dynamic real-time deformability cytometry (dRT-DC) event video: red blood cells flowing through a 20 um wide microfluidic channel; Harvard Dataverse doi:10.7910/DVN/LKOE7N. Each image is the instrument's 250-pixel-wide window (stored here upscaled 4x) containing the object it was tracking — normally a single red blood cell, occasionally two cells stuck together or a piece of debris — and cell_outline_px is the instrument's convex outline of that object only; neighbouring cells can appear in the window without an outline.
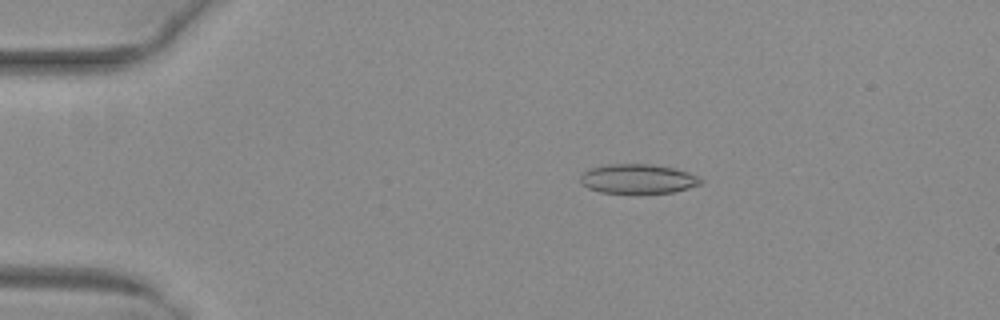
{"species": "common noctule bat (a hibernating species)", "species_latin": "Nyctalus noctula", "temperature_condition": "warm", "stored_images_in_passage": 51, "camera_frame_rate_fps": 3000, "um_per_image_px": 0.085, "animal": {"sex": "female", "body_mass_g": 29.2, "forearm_length_mm": 56.3}, "frame": {"image": 1, "passage_image": 10, "time_ms": 3.0, "image_size_px": [1000, 320], "cell_outline_px": [[704, 180], [700, 184], [688, 188], [672, 192], [636, 196], [600, 192], [588, 188], [580, 180], [580, 176], [588, 168], [604, 164], [652, 164], [676, 168], [688, 172]], "centroid_in_image_um": [54.2, 15.23], "position_along_channel_um": 30.8, "area_um2": 21.5}}
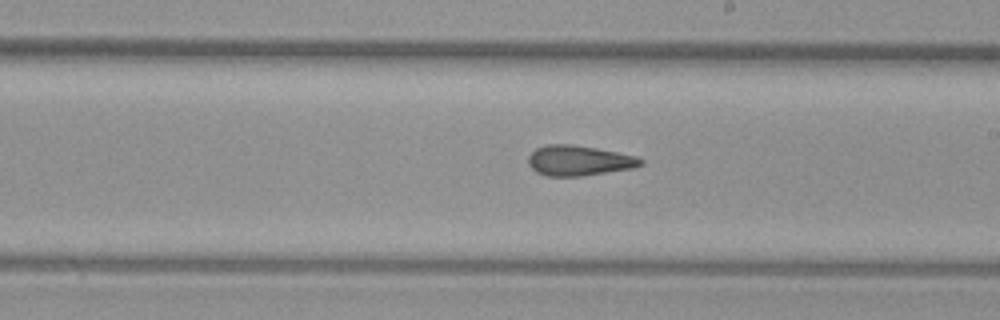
{"frame": {"image": 2, "passage_image": 30, "time_ms": 9.667, "image_size_px": [1000, 320], "cell_outline_px": [[644, 160], [640, 164], [632, 168], [580, 176], [544, 176], [536, 172], [528, 164], [528, 156], [536, 148], [548, 144], [572, 144], [596, 148], [636, 156]], "centroid_in_image_um": [49.15, 13.64], "position_along_channel_um": 239.8, "area_um2": 19.65}}
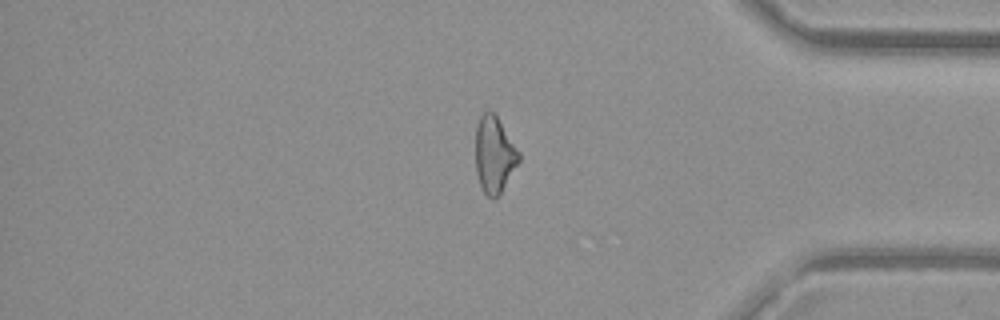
{"frame": {"image": 3, "passage_image": 43, "time_ms": 14.0, "image_size_px": [1000, 320], "cell_outline_px": [[520, 160], [496, 200], [492, 200], [484, 192], [480, 184], [476, 172], [476, 128], [480, 116], [488, 108], [496, 116], [520, 152]], "centroid_in_image_um": [42.01, 13.16], "position_along_channel_um": 393.2, "area_um2": 19.19}, "authors_computed_cell_mechanics": {"area_um2": 20.2878, "velocity_mm_per_s": 4.075, "shape_relaxation_time_tau1_ms": null, "shape_relaxation_time_tau2_ms": 1.4629, "deformation_change_tau1": null, "deformation_change_tau2": 0.0986}}